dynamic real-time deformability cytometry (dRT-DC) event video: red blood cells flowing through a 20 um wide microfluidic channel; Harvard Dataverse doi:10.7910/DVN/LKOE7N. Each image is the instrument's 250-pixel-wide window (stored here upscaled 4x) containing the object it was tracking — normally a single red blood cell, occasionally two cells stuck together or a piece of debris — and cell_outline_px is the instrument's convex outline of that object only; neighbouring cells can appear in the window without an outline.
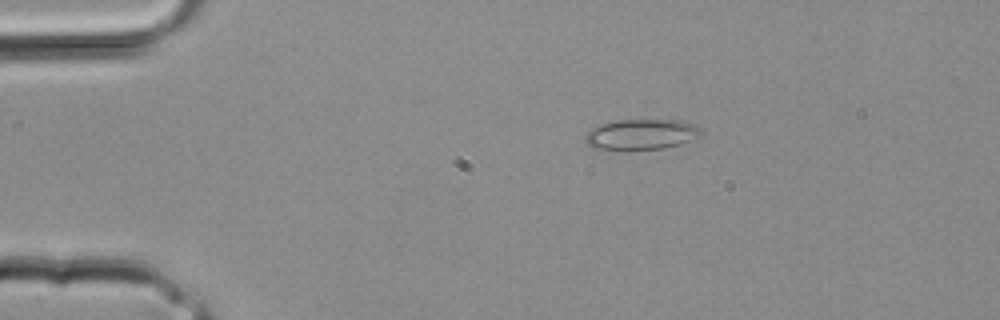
{"species": "common noctule bat (a hibernating species)", "species_latin": "Nyctalus noctula", "temperature_condition": "room temperature", "stored_images_in_passage": 20, "camera_frame_rate_fps": 3000, "um_per_image_px": 0.085, "animal": {"sex": "male", "body_mass_g": 20.4}, "frame": {"image": 1, "passage_image": 1, "time_ms": 0.0, "image_size_px": [1000, 320], "cell_outline_px": [[700, 132], [688, 140], [680, 144], [664, 148], [592, 148], [588, 144], [584, 136], [592, 128], [600, 124], [616, 120], [672, 120], [696, 124], [700, 128]], "centroid_in_image_um": [54.47, 11.39], "position_along_channel_um": 30.5, "area_um2": 19.77}}
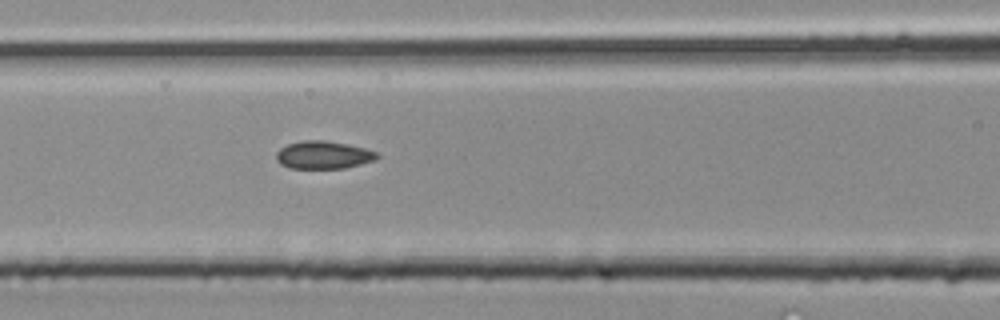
{"frame": {"image": 2, "passage_image": 9, "time_ms": 2.667, "image_size_px": [1000, 320], "cell_outline_px": [[380, 156], [376, 160], [344, 168], [288, 168], [280, 164], [276, 160], [276, 152], [280, 148], [288, 144], [300, 140], [324, 140], [348, 144], [364, 148], [376, 152]], "centroid_in_image_um": [27.46, 13.17], "position_along_channel_um": 139.1, "area_um2": 16.42}}
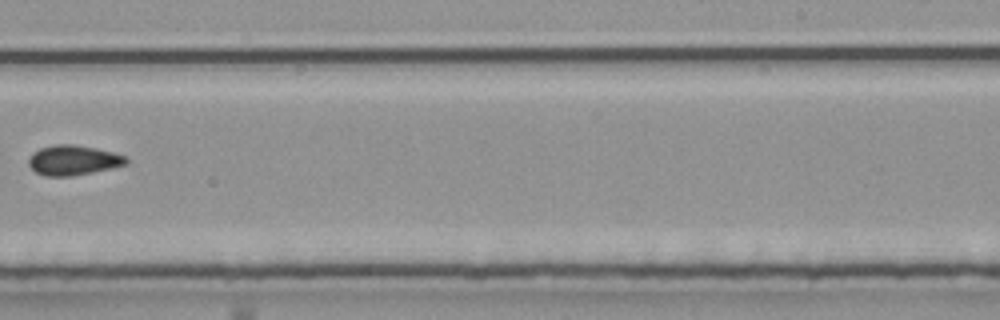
{"frame": {"image": 3, "passage_image": 16, "time_ms": 5.0, "image_size_px": [1000, 320], "cell_outline_px": [[128, 164], [112, 168], [72, 176], [44, 176], [36, 172], [28, 164], [28, 160], [32, 152], [40, 148], [56, 144], [72, 144], [96, 148], [128, 156]], "centroid_in_image_um": [6.24, 13.61], "position_along_channel_um": 282.8, "area_um2": 17.11}}